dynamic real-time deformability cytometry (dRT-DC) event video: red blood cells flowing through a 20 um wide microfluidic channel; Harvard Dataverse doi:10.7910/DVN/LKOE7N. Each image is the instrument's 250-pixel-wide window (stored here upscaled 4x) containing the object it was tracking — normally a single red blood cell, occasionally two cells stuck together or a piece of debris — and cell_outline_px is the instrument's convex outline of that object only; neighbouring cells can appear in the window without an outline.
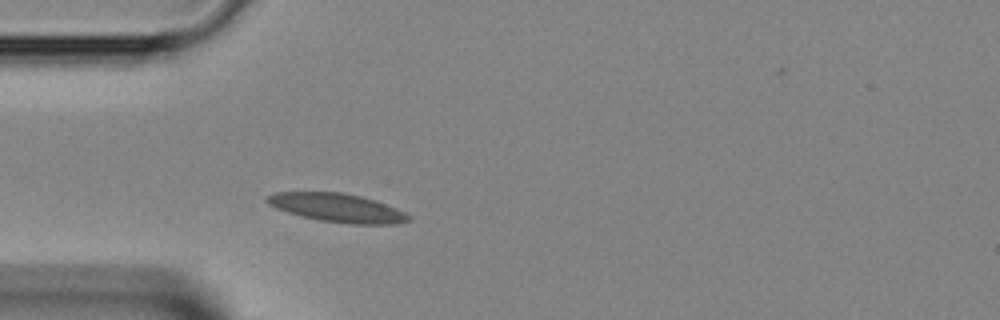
{"species": "Egyptian fruit bat (a non-hibernating species)", "species_latin": "Rousettus aegyptiacus", "temperature_condition": "room temperature", "stored_images_in_passage": 32, "camera_frame_rate_fps": 3000, "um_per_image_px": 0.085, "animal": {"sex": "female"}, "frame": {"image": 1, "passage_image": 1, "time_ms": 0.0, "image_size_px": [1000, 320], "cell_outline_px": [[412, 220], [396, 224], [348, 224], [320, 220], [300, 216], [276, 208], [268, 204], [264, 200], [268, 196], [276, 192], [340, 192], [360, 196], [396, 208], [412, 216]], "centroid_in_image_um": [28.67, 17.67], "position_along_channel_um": 56.3, "area_um2": 23.47}}
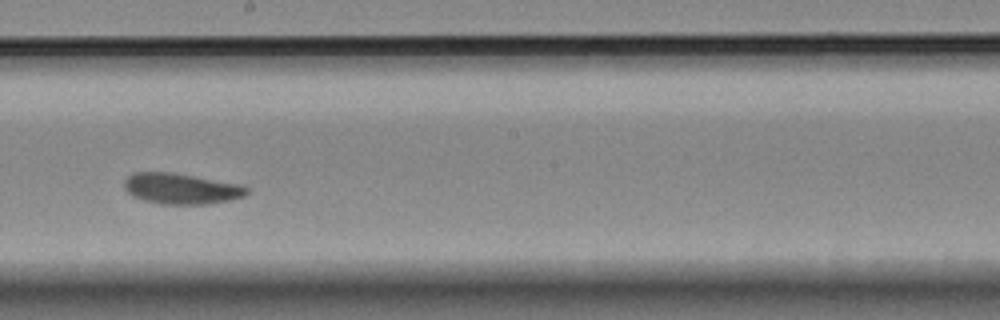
{"frame": {"image": 2, "passage_image": 13, "time_ms": 4.0, "image_size_px": [1000, 320], "cell_outline_px": [[248, 192], [244, 196], [228, 200], [208, 204], [160, 204], [144, 200], [132, 196], [124, 188], [124, 180], [132, 172], [172, 172], [244, 184], [248, 188]], "centroid_in_image_um": [15.41, 16.02], "position_along_channel_um": 232.8, "area_um2": 22.2}}
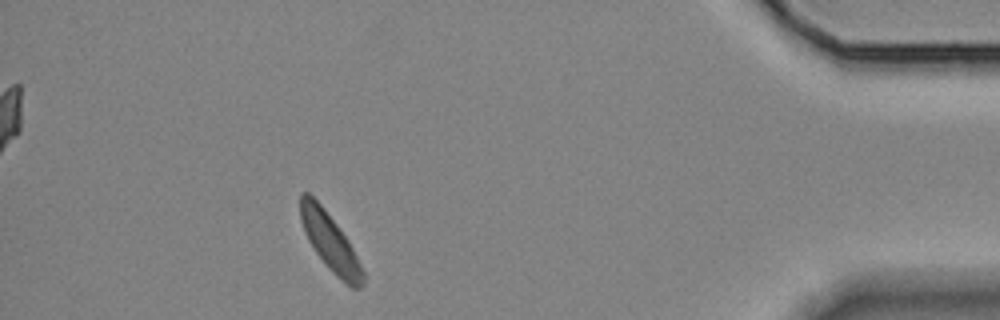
{"frame": {"image": 3, "passage_image": 28, "time_ms": 9.0, "image_size_px": [1000, 320], "cell_outline_px": [[364, 284], [360, 288], [352, 288], [336, 276], [328, 268], [316, 252], [308, 240], [304, 232], [300, 220], [300, 192], [308, 192], [320, 204], [336, 224], [348, 240], [364, 272]], "centroid_in_image_um": [28.04, 20.58], "position_along_channel_um": 407.2, "area_um2": 20.63}}